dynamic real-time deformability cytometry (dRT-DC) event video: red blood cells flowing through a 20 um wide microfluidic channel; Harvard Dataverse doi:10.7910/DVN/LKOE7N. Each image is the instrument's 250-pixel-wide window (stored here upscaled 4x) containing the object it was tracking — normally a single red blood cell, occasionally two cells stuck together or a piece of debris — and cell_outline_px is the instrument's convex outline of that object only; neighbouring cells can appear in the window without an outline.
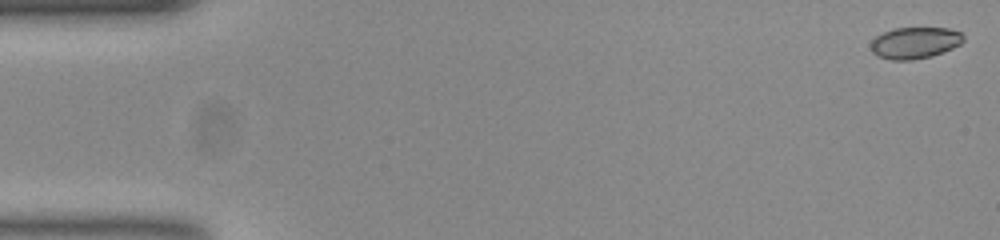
{"species": "common noctule bat (a hibernating species)", "species_latin": "Nyctalus noctula", "temperature_condition": "room temperature", "stored_images_in_passage": 54, "camera_frame_rate_fps": 3000, "um_per_image_px": 0.085, "animal": {"sex": "female", "body_mass_g": 23.0, "forearm_length_mm": 53.4}, "frame": {"image": 1, "passage_image": 1, "time_ms": 0.0, "image_size_px": [1000, 240], "cell_outline_px": [[964, 40], [960, 44], [952, 48], [932, 56], [912, 60], [892, 60], [880, 56], [872, 52], [872, 40], [876, 36], [892, 28], [948, 28], [960, 32], [964, 36]], "centroid_in_image_um": [77.78, 3.63], "position_along_channel_um": 7.2, "area_um2": 16.88}}
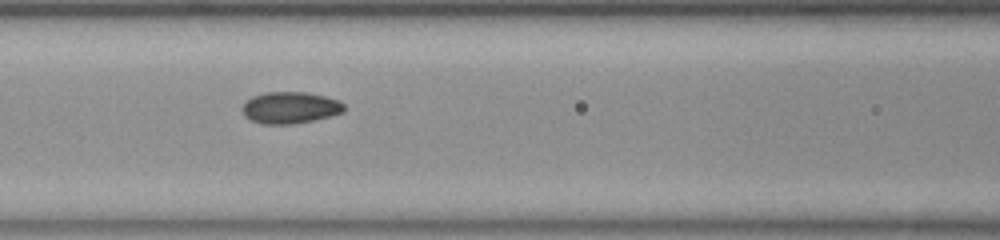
{"frame": {"image": 2, "passage_image": 23, "time_ms": 7.333, "image_size_px": [1000, 240], "cell_outline_px": [[344, 112], [332, 116], [292, 124], [260, 124], [244, 116], [244, 104], [252, 96], [264, 92], [308, 92], [340, 100], [344, 104]], "centroid_in_image_um": [24.7, 9.15], "position_along_channel_um": 141.9, "area_um2": 18.79}}
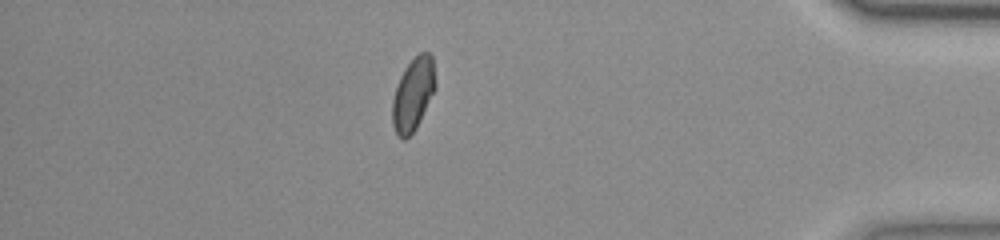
{"frame": {"image": 3, "passage_image": 47, "time_ms": 15.333, "image_size_px": [1000, 240], "cell_outline_px": [[436, 88], [416, 128], [404, 140], [396, 132], [392, 124], [392, 100], [400, 76], [404, 68], [420, 52], [428, 52], [432, 56], [436, 84]], "centroid_in_image_um": [35.12, 7.99], "position_along_channel_um": 400.1, "area_um2": 18.09}, "authors_computed_cell_mechanics": {"area_um2": 18.2937, "velocity_mm_per_s": 3.7594, "shape_relaxation_time_tau1_ms": null, "shape_relaxation_time_tau2_ms": 0.9922, "deformation_change_tau1": null, "deformation_change_tau2": 0.0392}}